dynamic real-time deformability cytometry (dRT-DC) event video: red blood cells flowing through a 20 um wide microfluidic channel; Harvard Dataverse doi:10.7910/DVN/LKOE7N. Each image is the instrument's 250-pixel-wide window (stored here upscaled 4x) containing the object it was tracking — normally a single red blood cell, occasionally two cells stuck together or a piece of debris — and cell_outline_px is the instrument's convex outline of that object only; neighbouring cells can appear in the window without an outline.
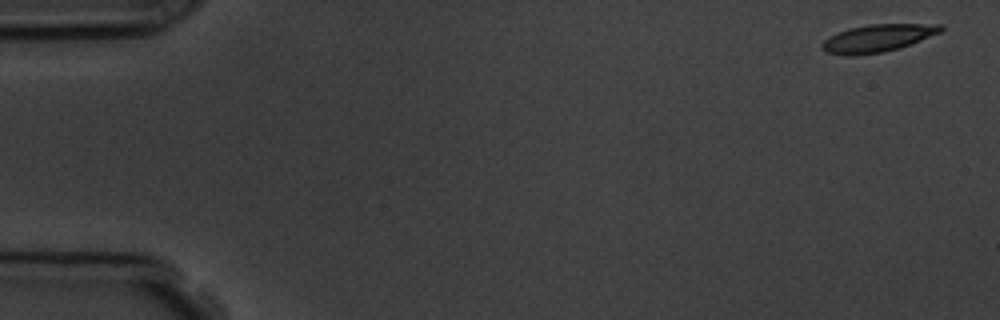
{"species": "common noctule bat (a hibernating species)", "species_latin": "Nyctalus noctula", "temperature_condition": "room temperature", "stored_images_in_passage": 5, "camera_frame_rate_fps": 3000, "um_per_image_px": 0.085, "animal": {"sex": "male", "body_mass_g": 19.5, "forearm_length_mm": 54.6}, "frame": {"image": 1, "passage_image": 1, "time_ms": 0.0, "image_size_px": [1000, 320], "cell_outline_px": [[944, 28], [940, 32], [900, 48], [880, 52], [852, 56], [844, 56], [824, 52], [820, 48], [820, 44], [824, 40], [848, 28], [868, 24], [944, 24]], "centroid_in_image_um": [74.56, 3.25], "position_along_channel_um": 10.4, "area_um2": 19.02}}
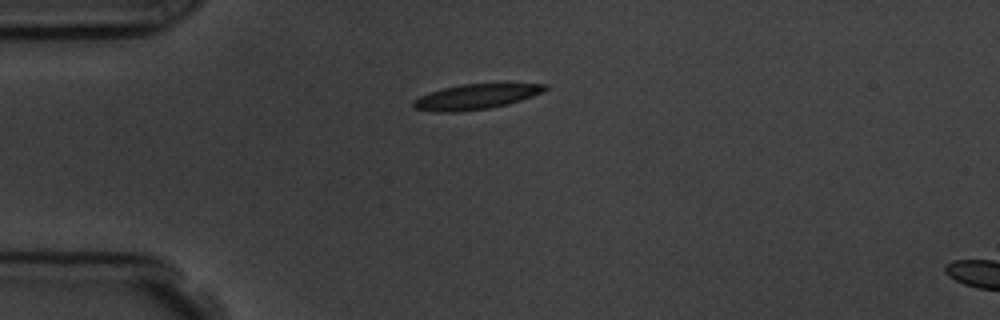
{"frame": {"image": 2, "passage_image": 4, "time_ms": 4.0, "image_size_px": [1000, 320], "cell_outline_px": [[548, 88], [544, 92], [508, 104], [488, 108], [456, 112], [440, 112], [416, 108], [412, 104], [412, 100], [428, 92], [460, 84], [508, 80], [548, 84]], "centroid_in_image_um": [40.6, 8.14], "position_along_channel_um": 44.4, "area_um2": 20.35}}